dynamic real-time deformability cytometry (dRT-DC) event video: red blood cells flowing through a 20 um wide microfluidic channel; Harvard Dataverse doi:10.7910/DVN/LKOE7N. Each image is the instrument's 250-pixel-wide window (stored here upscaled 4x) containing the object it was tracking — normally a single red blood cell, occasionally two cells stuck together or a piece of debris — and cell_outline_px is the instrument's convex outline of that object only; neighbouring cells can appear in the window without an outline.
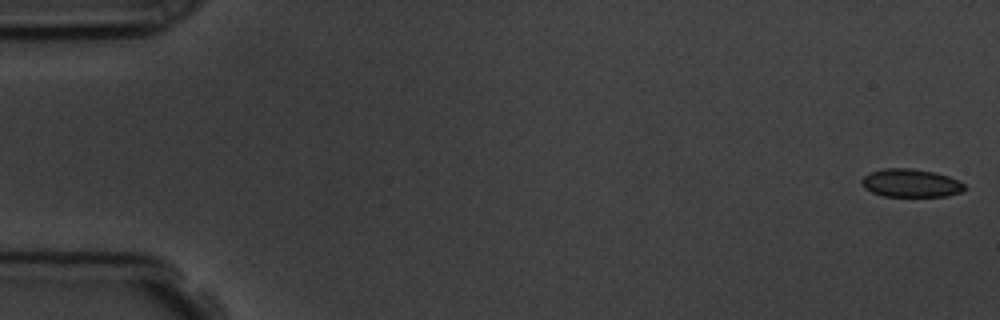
{"species": "common noctule bat (a hibernating species)", "species_latin": "Nyctalus noctula", "temperature_condition": "room temperature", "stored_images_in_passage": 6, "camera_frame_rate_fps": 3000, "um_per_image_px": 0.085, "animal": {"sex": "male", "body_mass_g": 19.5, "forearm_length_mm": 54.6}, "frame": {"image": 1, "passage_image": 1, "time_ms": 0.0, "image_size_px": [1000, 320], "cell_outline_px": [[964, 192], [948, 196], [884, 196], [872, 192], [864, 188], [860, 184], [860, 180], [864, 176], [872, 172], [884, 168], [912, 168], [936, 172], [948, 176], [964, 184]], "centroid_in_image_um": [77.41, 15.56], "position_along_channel_um": 7.6, "area_um2": 16.94}}
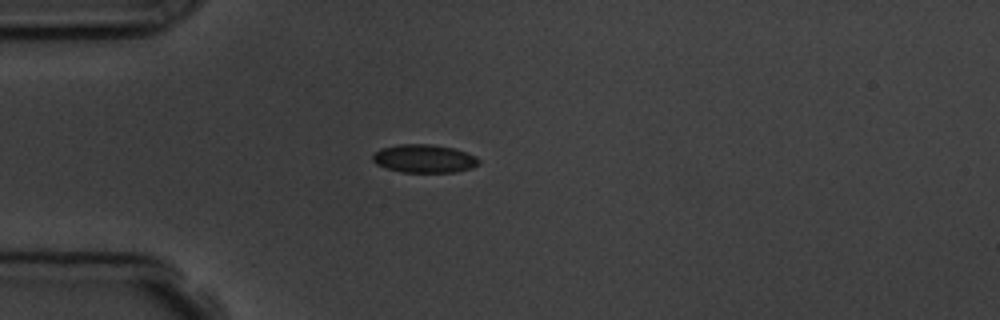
{"frame": {"image": 2, "passage_image": 5, "time_ms": 4.667, "image_size_px": [1000, 320], "cell_outline_px": [[480, 164], [472, 168], [456, 172], [400, 172], [376, 164], [372, 160], [372, 156], [380, 148], [400, 144], [432, 144], [452, 148], [476, 156], [480, 160]], "centroid_in_image_um": [36.06, 13.48], "position_along_channel_um": 48.9, "area_um2": 17.46}}